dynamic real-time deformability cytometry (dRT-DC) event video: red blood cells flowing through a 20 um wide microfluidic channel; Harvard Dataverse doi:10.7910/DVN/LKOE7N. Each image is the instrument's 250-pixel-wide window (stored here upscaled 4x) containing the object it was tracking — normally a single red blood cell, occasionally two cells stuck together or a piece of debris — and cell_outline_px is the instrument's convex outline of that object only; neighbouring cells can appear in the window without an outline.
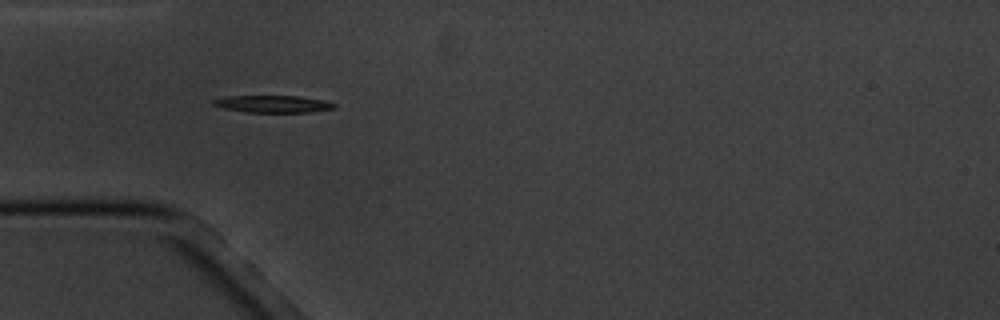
{"species": "common noctule bat (a hibernating species)", "species_latin": "Nyctalus noctula", "temperature_condition": "cold", "stored_images_in_passage": 6, "camera_frame_rate_fps": 3000, "um_per_image_px": 0.085, "animal": {"sex": "male", "body_mass_g": 20.1, "forearm_length_mm": 53.5}, "frame": {"image": 1, "passage_image": 5, "time_ms": 4.667, "image_size_px": [1000, 320], "cell_outline_px": [[336, 108], [312, 112], [248, 112], [224, 108], [212, 104], [212, 100], [228, 96], [300, 96], [324, 100], [336, 104]], "centroid_in_image_um": [23.25, 8.83], "position_along_channel_um": 61.7, "area_um2": 12.02}}
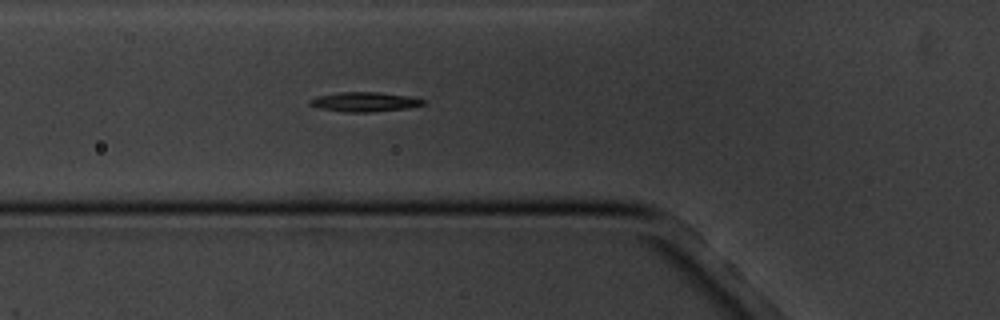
{"frame": {"image": 2, "passage_image": 6, "time_ms": 5.667, "image_size_px": [1000, 320], "cell_outline_px": [[428, 100], [424, 104], [408, 108], [372, 112], [348, 112], [320, 108], [308, 104], [308, 100], [316, 96], [340, 92], [376, 92], [408, 96]], "centroid_in_image_um": [30.99, 8.65], "position_along_channel_um": 94.8, "area_um2": 12.89}}